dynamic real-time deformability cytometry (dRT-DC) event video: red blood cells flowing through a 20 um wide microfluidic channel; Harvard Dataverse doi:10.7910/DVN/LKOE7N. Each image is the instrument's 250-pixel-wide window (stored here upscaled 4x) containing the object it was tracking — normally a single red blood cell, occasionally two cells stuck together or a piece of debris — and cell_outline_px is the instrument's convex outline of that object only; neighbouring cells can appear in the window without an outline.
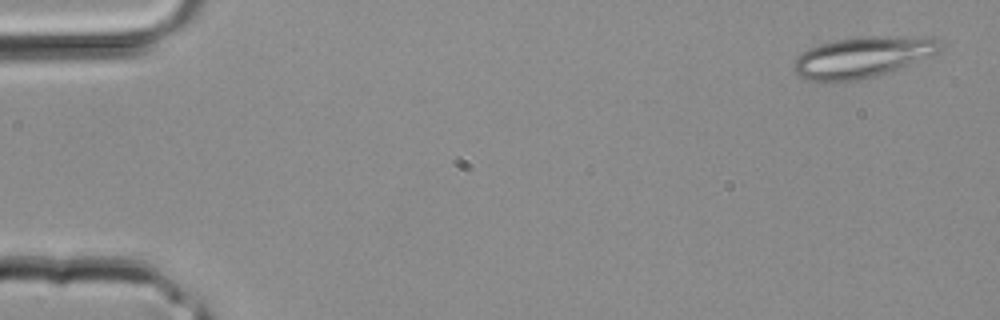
{"species": "common noctule bat (a hibernating species)", "species_latin": "Nyctalus noctula", "temperature_condition": "room temperature", "stored_images_in_passage": 3, "camera_frame_rate_fps": 3000, "um_per_image_px": 0.085, "animal": {"sex": "male", "body_mass_g": 20.4}, "frame": {"image": 1, "passage_image": 1, "time_ms": 0.0, "image_size_px": [1000, 320], "cell_outline_px": [[940, 52], [900, 68], [876, 76], [840, 84], [812, 80], [800, 76], [792, 68], [792, 64], [808, 48], [820, 44], [836, 40], [868, 36], [936, 36], [940, 40]], "centroid_in_image_um": [73.36, 4.86], "position_along_channel_um": 11.6, "area_um2": 35.26}}